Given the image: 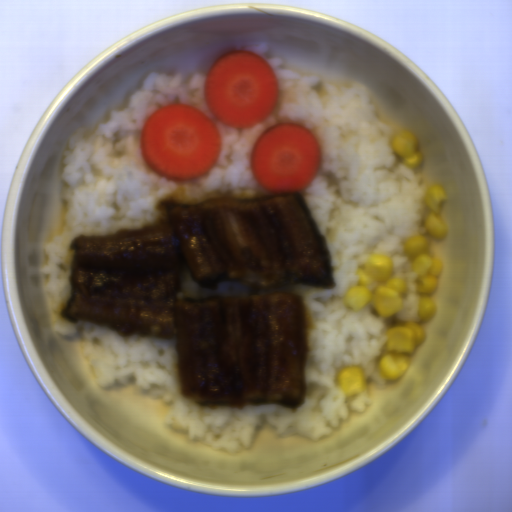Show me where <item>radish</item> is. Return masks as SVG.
<instances>
[{
	"instance_id": "obj_1",
	"label": "radish",
	"mask_w": 512,
	"mask_h": 512,
	"mask_svg": "<svg viewBox=\"0 0 512 512\" xmlns=\"http://www.w3.org/2000/svg\"><path fill=\"white\" fill-rule=\"evenodd\" d=\"M222 134L191 105L159 108L144 121L140 151L153 173L173 183L198 180L216 163Z\"/></svg>"
},
{
	"instance_id": "obj_2",
	"label": "radish",
	"mask_w": 512,
	"mask_h": 512,
	"mask_svg": "<svg viewBox=\"0 0 512 512\" xmlns=\"http://www.w3.org/2000/svg\"><path fill=\"white\" fill-rule=\"evenodd\" d=\"M209 113L235 128H251L277 107L279 83L270 63L246 50L227 51L208 70L204 83Z\"/></svg>"
},
{
	"instance_id": "obj_3",
	"label": "radish",
	"mask_w": 512,
	"mask_h": 512,
	"mask_svg": "<svg viewBox=\"0 0 512 512\" xmlns=\"http://www.w3.org/2000/svg\"><path fill=\"white\" fill-rule=\"evenodd\" d=\"M319 144L308 129L294 122L268 127L255 141L250 171L271 193H296L319 173Z\"/></svg>"
}]
</instances>
